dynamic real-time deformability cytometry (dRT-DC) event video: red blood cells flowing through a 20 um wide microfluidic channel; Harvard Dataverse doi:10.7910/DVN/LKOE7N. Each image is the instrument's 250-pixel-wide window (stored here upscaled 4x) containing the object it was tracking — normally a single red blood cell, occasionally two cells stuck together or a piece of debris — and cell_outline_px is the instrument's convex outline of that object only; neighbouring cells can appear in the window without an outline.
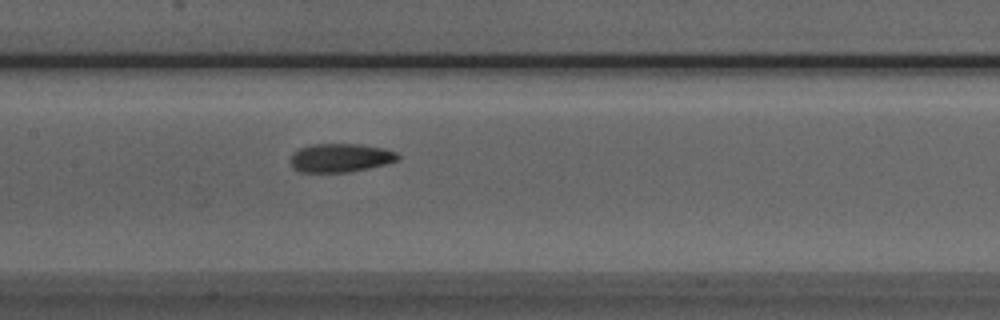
{"species": "Egyptian fruit bat (a non-hibernating species)", "species_latin": "Rousettus aegyptiacus", "temperature_condition": "room temperature", "stored_images_in_passage": 36, "camera_frame_rate_fps": 3000, "um_per_image_px": 0.085, "animal": {"sex": "male"}, "frame": {"image": 1, "passage_image": 9, "time_ms": 2.667, "image_size_px": [1000, 320], "cell_outline_px": [[400, 160], [388, 164], [348, 172], [300, 172], [292, 168], [288, 160], [292, 152], [308, 144], [360, 144], [384, 148], [396, 152], [400, 156]], "centroid_in_image_um": [28.91, 13.41], "position_along_channel_um": 178.5, "area_um2": 18.32}}
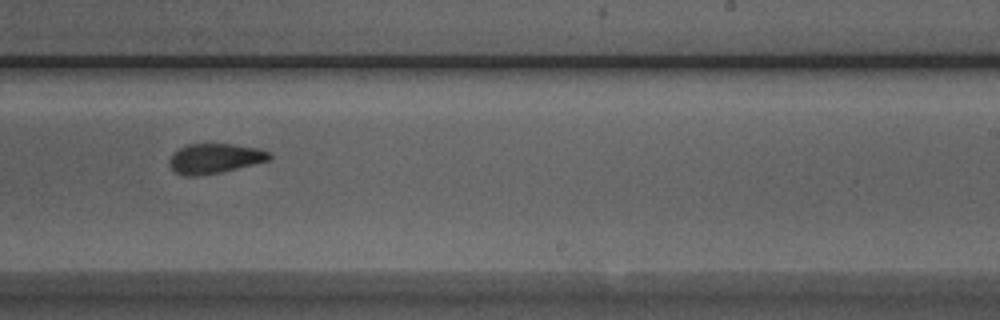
{"frame": {"image": 2, "passage_image": 16, "time_ms": 5.0, "image_size_px": [1000, 320], "cell_outline_px": [[272, 160], [220, 172], [196, 176], [184, 176], [176, 172], [172, 168], [168, 160], [172, 152], [188, 144], [232, 144], [260, 148], [268, 152], [272, 156]], "centroid_in_image_um": [18.26, 13.46], "position_along_channel_um": 270.7, "area_um2": 17.46}}
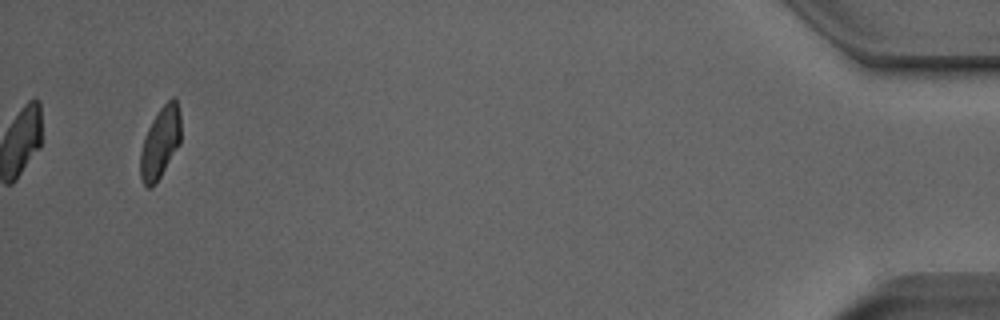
{"frame": {"image": 3, "passage_image": 34, "time_ms": 11.0, "image_size_px": [1000, 320], "cell_outline_px": [[180, 144], [156, 184], [152, 188], [148, 188], [144, 184], [140, 176], [140, 152], [144, 136], [156, 112], [172, 96], [176, 96], [180, 112]], "centroid_in_image_um": [13.62, 12.11], "position_along_channel_um": 421.6, "area_um2": 17.11}}